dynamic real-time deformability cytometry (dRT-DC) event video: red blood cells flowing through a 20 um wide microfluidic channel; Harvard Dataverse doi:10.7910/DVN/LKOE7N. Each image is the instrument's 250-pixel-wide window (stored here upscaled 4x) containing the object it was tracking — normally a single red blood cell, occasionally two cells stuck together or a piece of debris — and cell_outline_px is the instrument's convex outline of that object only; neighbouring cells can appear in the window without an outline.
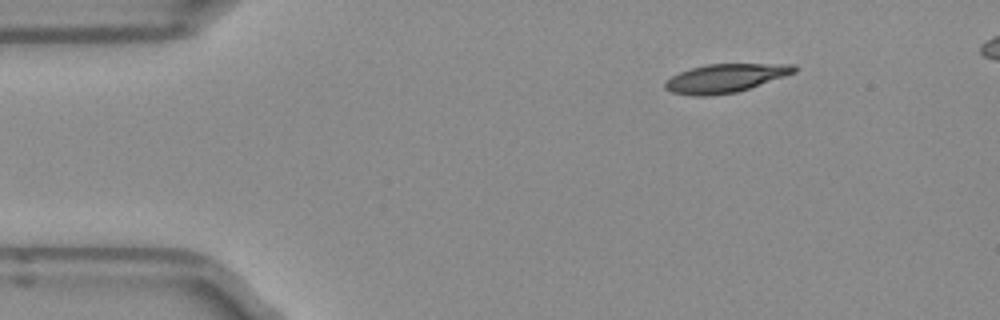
{"species": "Egyptian fruit bat (a non-hibernating species)", "species_latin": "Rousettus aegyptiacus", "temperature_condition": "room temperature", "stored_images_in_passage": 4, "camera_frame_rate_fps": 3000, "um_per_image_px": 0.085, "frame": {"image": 1, "passage_image": 1, "time_ms": 0.0, "image_size_px": [1000, 320], "cell_outline_px": [[796, 72], [736, 92], [708, 96], [692, 96], [672, 92], [664, 88], [664, 84], [672, 76], [680, 72], [704, 64], [796, 64]], "centroid_in_image_um": [61.63, 6.64], "position_along_channel_um": 23.4, "area_um2": 21.21}}
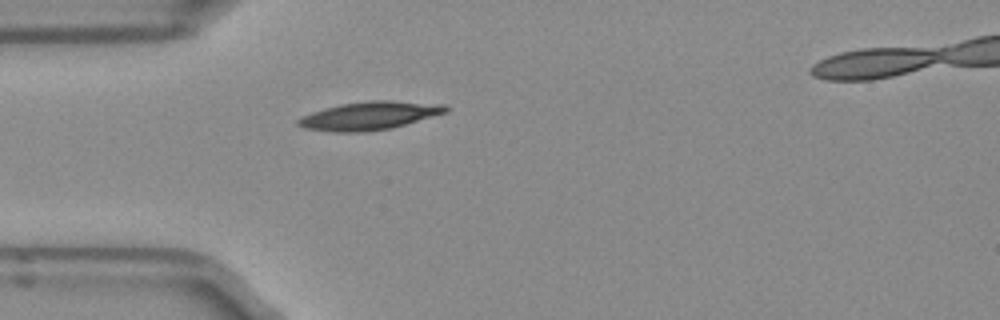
{"frame": {"image": 2, "passage_image": 3, "time_ms": 0.667, "image_size_px": [1000, 320], "cell_outline_px": [[452, 108], [448, 112], [392, 128], [364, 132], [332, 132], [304, 128], [296, 124], [296, 120], [300, 116], [324, 108], [340, 104], [368, 100], [392, 100], [444, 104]], "centroid_in_image_um": [31.41, 9.83], "position_along_channel_um": 53.6, "area_um2": 24.62}}